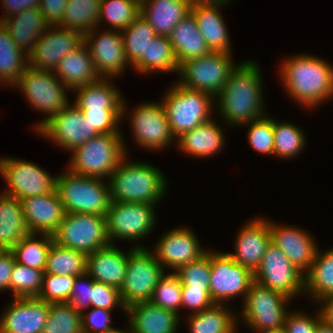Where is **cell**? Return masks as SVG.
I'll return each mask as SVG.
<instances>
[{"instance_id": "obj_1", "label": "cell", "mask_w": 333, "mask_h": 333, "mask_svg": "<svg viewBox=\"0 0 333 333\" xmlns=\"http://www.w3.org/2000/svg\"><path fill=\"white\" fill-rule=\"evenodd\" d=\"M259 68L254 60H246L237 64L229 75L214 100L224 122L239 126L266 115Z\"/></svg>"}, {"instance_id": "obj_2", "label": "cell", "mask_w": 333, "mask_h": 333, "mask_svg": "<svg viewBox=\"0 0 333 333\" xmlns=\"http://www.w3.org/2000/svg\"><path fill=\"white\" fill-rule=\"evenodd\" d=\"M281 79L285 90L303 107H316L333 97V67L307 54L282 61Z\"/></svg>"}, {"instance_id": "obj_3", "label": "cell", "mask_w": 333, "mask_h": 333, "mask_svg": "<svg viewBox=\"0 0 333 333\" xmlns=\"http://www.w3.org/2000/svg\"><path fill=\"white\" fill-rule=\"evenodd\" d=\"M110 198L115 202L156 205L166 194L167 182L159 169L144 162H129L126 156L109 179Z\"/></svg>"}, {"instance_id": "obj_4", "label": "cell", "mask_w": 333, "mask_h": 333, "mask_svg": "<svg viewBox=\"0 0 333 333\" xmlns=\"http://www.w3.org/2000/svg\"><path fill=\"white\" fill-rule=\"evenodd\" d=\"M56 191L65 213L106 215L111 198L109 182L67 169L56 176Z\"/></svg>"}, {"instance_id": "obj_5", "label": "cell", "mask_w": 333, "mask_h": 333, "mask_svg": "<svg viewBox=\"0 0 333 333\" xmlns=\"http://www.w3.org/2000/svg\"><path fill=\"white\" fill-rule=\"evenodd\" d=\"M122 133L100 134L71 153L68 169L76 174L108 178L128 154Z\"/></svg>"}, {"instance_id": "obj_6", "label": "cell", "mask_w": 333, "mask_h": 333, "mask_svg": "<svg viewBox=\"0 0 333 333\" xmlns=\"http://www.w3.org/2000/svg\"><path fill=\"white\" fill-rule=\"evenodd\" d=\"M164 100V101H163ZM215 98L202 91L186 88L178 82L170 87L162 104L175 140L211 118ZM213 102V103H212Z\"/></svg>"}, {"instance_id": "obj_7", "label": "cell", "mask_w": 333, "mask_h": 333, "mask_svg": "<svg viewBox=\"0 0 333 333\" xmlns=\"http://www.w3.org/2000/svg\"><path fill=\"white\" fill-rule=\"evenodd\" d=\"M13 86H18L19 90L23 91L31 107L46 114L45 119L35 124L36 131L70 104L65 93V89H70L55 76L53 71H40L28 67Z\"/></svg>"}, {"instance_id": "obj_8", "label": "cell", "mask_w": 333, "mask_h": 333, "mask_svg": "<svg viewBox=\"0 0 333 333\" xmlns=\"http://www.w3.org/2000/svg\"><path fill=\"white\" fill-rule=\"evenodd\" d=\"M58 245L89 255L110 244L106 218L87 213H66L57 230L52 234Z\"/></svg>"}, {"instance_id": "obj_9", "label": "cell", "mask_w": 333, "mask_h": 333, "mask_svg": "<svg viewBox=\"0 0 333 333\" xmlns=\"http://www.w3.org/2000/svg\"><path fill=\"white\" fill-rule=\"evenodd\" d=\"M125 280L120 294L126 308L138 302L150 301L165 269L156 260L153 252L142 245L128 250Z\"/></svg>"}, {"instance_id": "obj_10", "label": "cell", "mask_w": 333, "mask_h": 333, "mask_svg": "<svg viewBox=\"0 0 333 333\" xmlns=\"http://www.w3.org/2000/svg\"><path fill=\"white\" fill-rule=\"evenodd\" d=\"M236 66L231 54L211 51L206 56L180 64L178 75L181 78L178 83L216 97Z\"/></svg>"}, {"instance_id": "obj_11", "label": "cell", "mask_w": 333, "mask_h": 333, "mask_svg": "<svg viewBox=\"0 0 333 333\" xmlns=\"http://www.w3.org/2000/svg\"><path fill=\"white\" fill-rule=\"evenodd\" d=\"M289 301L285 295L254 281L243 301L242 320L259 333L279 331L284 327Z\"/></svg>"}, {"instance_id": "obj_12", "label": "cell", "mask_w": 333, "mask_h": 333, "mask_svg": "<svg viewBox=\"0 0 333 333\" xmlns=\"http://www.w3.org/2000/svg\"><path fill=\"white\" fill-rule=\"evenodd\" d=\"M154 205L111 201L106 211V228L111 240H137L146 237L155 226Z\"/></svg>"}, {"instance_id": "obj_13", "label": "cell", "mask_w": 333, "mask_h": 333, "mask_svg": "<svg viewBox=\"0 0 333 333\" xmlns=\"http://www.w3.org/2000/svg\"><path fill=\"white\" fill-rule=\"evenodd\" d=\"M0 174L8 186L1 193L19 200L48 194L56 188V176L52 177L37 164L15 157L0 158Z\"/></svg>"}, {"instance_id": "obj_14", "label": "cell", "mask_w": 333, "mask_h": 333, "mask_svg": "<svg viewBox=\"0 0 333 333\" xmlns=\"http://www.w3.org/2000/svg\"><path fill=\"white\" fill-rule=\"evenodd\" d=\"M254 281L289 299H294L298 294L305 292V274L293 265L282 250L272 242L260 266L254 272Z\"/></svg>"}, {"instance_id": "obj_15", "label": "cell", "mask_w": 333, "mask_h": 333, "mask_svg": "<svg viewBox=\"0 0 333 333\" xmlns=\"http://www.w3.org/2000/svg\"><path fill=\"white\" fill-rule=\"evenodd\" d=\"M211 299L215 304H226L229 299L248 293L254 282V273L247 267L235 262L227 253L210 251ZM225 301V302H224Z\"/></svg>"}, {"instance_id": "obj_16", "label": "cell", "mask_w": 333, "mask_h": 333, "mask_svg": "<svg viewBox=\"0 0 333 333\" xmlns=\"http://www.w3.org/2000/svg\"><path fill=\"white\" fill-rule=\"evenodd\" d=\"M36 132L70 152L99 135L75 104L55 114Z\"/></svg>"}, {"instance_id": "obj_17", "label": "cell", "mask_w": 333, "mask_h": 333, "mask_svg": "<svg viewBox=\"0 0 333 333\" xmlns=\"http://www.w3.org/2000/svg\"><path fill=\"white\" fill-rule=\"evenodd\" d=\"M129 115L133 139L146 150L158 151L175 139L162 102L140 104Z\"/></svg>"}, {"instance_id": "obj_18", "label": "cell", "mask_w": 333, "mask_h": 333, "mask_svg": "<svg viewBox=\"0 0 333 333\" xmlns=\"http://www.w3.org/2000/svg\"><path fill=\"white\" fill-rule=\"evenodd\" d=\"M84 42V36L58 25H49L28 54V67L40 71H55L60 60Z\"/></svg>"}, {"instance_id": "obj_19", "label": "cell", "mask_w": 333, "mask_h": 333, "mask_svg": "<svg viewBox=\"0 0 333 333\" xmlns=\"http://www.w3.org/2000/svg\"><path fill=\"white\" fill-rule=\"evenodd\" d=\"M95 33L97 28L84 36V42L89 48L96 72L106 79L122 75L129 62L125 56L121 31L110 29L100 35Z\"/></svg>"}, {"instance_id": "obj_20", "label": "cell", "mask_w": 333, "mask_h": 333, "mask_svg": "<svg viewBox=\"0 0 333 333\" xmlns=\"http://www.w3.org/2000/svg\"><path fill=\"white\" fill-rule=\"evenodd\" d=\"M154 247V256L163 268H171L174 272L181 266L198 260L207 250L201 248V243L190 228H175L158 240Z\"/></svg>"}, {"instance_id": "obj_21", "label": "cell", "mask_w": 333, "mask_h": 333, "mask_svg": "<svg viewBox=\"0 0 333 333\" xmlns=\"http://www.w3.org/2000/svg\"><path fill=\"white\" fill-rule=\"evenodd\" d=\"M13 299L0 318V333H42L50 303L38 297Z\"/></svg>"}, {"instance_id": "obj_22", "label": "cell", "mask_w": 333, "mask_h": 333, "mask_svg": "<svg viewBox=\"0 0 333 333\" xmlns=\"http://www.w3.org/2000/svg\"><path fill=\"white\" fill-rule=\"evenodd\" d=\"M272 242L269 220L252 219L238 231L235 252L227 254L237 263L253 273L260 266L262 258Z\"/></svg>"}, {"instance_id": "obj_23", "label": "cell", "mask_w": 333, "mask_h": 333, "mask_svg": "<svg viewBox=\"0 0 333 333\" xmlns=\"http://www.w3.org/2000/svg\"><path fill=\"white\" fill-rule=\"evenodd\" d=\"M272 243L279 247L288 260L306 274L314 262L317 244L307 231L269 221Z\"/></svg>"}, {"instance_id": "obj_24", "label": "cell", "mask_w": 333, "mask_h": 333, "mask_svg": "<svg viewBox=\"0 0 333 333\" xmlns=\"http://www.w3.org/2000/svg\"><path fill=\"white\" fill-rule=\"evenodd\" d=\"M24 221L29 233L53 234L65 216L56 191L21 199Z\"/></svg>"}, {"instance_id": "obj_25", "label": "cell", "mask_w": 333, "mask_h": 333, "mask_svg": "<svg viewBox=\"0 0 333 333\" xmlns=\"http://www.w3.org/2000/svg\"><path fill=\"white\" fill-rule=\"evenodd\" d=\"M226 2H192L190 13L197 22L198 29L211 51L231 54L229 34L221 15Z\"/></svg>"}, {"instance_id": "obj_26", "label": "cell", "mask_w": 333, "mask_h": 333, "mask_svg": "<svg viewBox=\"0 0 333 333\" xmlns=\"http://www.w3.org/2000/svg\"><path fill=\"white\" fill-rule=\"evenodd\" d=\"M130 333H176L179 314L163 309L150 301L138 302L126 308Z\"/></svg>"}, {"instance_id": "obj_27", "label": "cell", "mask_w": 333, "mask_h": 333, "mask_svg": "<svg viewBox=\"0 0 333 333\" xmlns=\"http://www.w3.org/2000/svg\"><path fill=\"white\" fill-rule=\"evenodd\" d=\"M128 261V253L110 244L87 255L86 272L99 283L122 287Z\"/></svg>"}, {"instance_id": "obj_28", "label": "cell", "mask_w": 333, "mask_h": 333, "mask_svg": "<svg viewBox=\"0 0 333 333\" xmlns=\"http://www.w3.org/2000/svg\"><path fill=\"white\" fill-rule=\"evenodd\" d=\"M55 76L70 90L96 82L101 77L96 72L89 48L83 42L68 52L61 60Z\"/></svg>"}, {"instance_id": "obj_29", "label": "cell", "mask_w": 333, "mask_h": 333, "mask_svg": "<svg viewBox=\"0 0 333 333\" xmlns=\"http://www.w3.org/2000/svg\"><path fill=\"white\" fill-rule=\"evenodd\" d=\"M191 0H141V16L155 33L169 37L174 27L189 13Z\"/></svg>"}, {"instance_id": "obj_30", "label": "cell", "mask_w": 333, "mask_h": 333, "mask_svg": "<svg viewBox=\"0 0 333 333\" xmlns=\"http://www.w3.org/2000/svg\"><path fill=\"white\" fill-rule=\"evenodd\" d=\"M0 23L9 32L13 42L27 54L35 48L36 41L49 27L38 7L26 9L0 20Z\"/></svg>"}, {"instance_id": "obj_31", "label": "cell", "mask_w": 333, "mask_h": 333, "mask_svg": "<svg viewBox=\"0 0 333 333\" xmlns=\"http://www.w3.org/2000/svg\"><path fill=\"white\" fill-rule=\"evenodd\" d=\"M169 39L178 65L189 59L206 56L211 52L191 13L174 27Z\"/></svg>"}, {"instance_id": "obj_32", "label": "cell", "mask_w": 333, "mask_h": 333, "mask_svg": "<svg viewBox=\"0 0 333 333\" xmlns=\"http://www.w3.org/2000/svg\"><path fill=\"white\" fill-rule=\"evenodd\" d=\"M108 80V81H107ZM75 88L76 101L74 104L80 110H123L126 105L119 90L107 78Z\"/></svg>"}, {"instance_id": "obj_33", "label": "cell", "mask_w": 333, "mask_h": 333, "mask_svg": "<svg viewBox=\"0 0 333 333\" xmlns=\"http://www.w3.org/2000/svg\"><path fill=\"white\" fill-rule=\"evenodd\" d=\"M176 140L181 152L198 158H207L219 153L225 143L223 131L213 119L183 133Z\"/></svg>"}, {"instance_id": "obj_34", "label": "cell", "mask_w": 333, "mask_h": 333, "mask_svg": "<svg viewBox=\"0 0 333 333\" xmlns=\"http://www.w3.org/2000/svg\"><path fill=\"white\" fill-rule=\"evenodd\" d=\"M28 233L21 200L1 193L0 250H11Z\"/></svg>"}, {"instance_id": "obj_35", "label": "cell", "mask_w": 333, "mask_h": 333, "mask_svg": "<svg viewBox=\"0 0 333 333\" xmlns=\"http://www.w3.org/2000/svg\"><path fill=\"white\" fill-rule=\"evenodd\" d=\"M132 67L141 75L156 71L178 73L179 65L174 57L169 37L157 35L148 45L146 55H142Z\"/></svg>"}, {"instance_id": "obj_36", "label": "cell", "mask_w": 333, "mask_h": 333, "mask_svg": "<svg viewBox=\"0 0 333 333\" xmlns=\"http://www.w3.org/2000/svg\"><path fill=\"white\" fill-rule=\"evenodd\" d=\"M305 294L311 295L318 304L325 297L333 294V248L315 255L310 270L305 274Z\"/></svg>"}, {"instance_id": "obj_37", "label": "cell", "mask_w": 333, "mask_h": 333, "mask_svg": "<svg viewBox=\"0 0 333 333\" xmlns=\"http://www.w3.org/2000/svg\"><path fill=\"white\" fill-rule=\"evenodd\" d=\"M235 313L226 304H214L201 312L189 315L190 333H237Z\"/></svg>"}, {"instance_id": "obj_38", "label": "cell", "mask_w": 333, "mask_h": 333, "mask_svg": "<svg viewBox=\"0 0 333 333\" xmlns=\"http://www.w3.org/2000/svg\"><path fill=\"white\" fill-rule=\"evenodd\" d=\"M28 68V54L11 39L0 23V84H16Z\"/></svg>"}, {"instance_id": "obj_39", "label": "cell", "mask_w": 333, "mask_h": 333, "mask_svg": "<svg viewBox=\"0 0 333 333\" xmlns=\"http://www.w3.org/2000/svg\"><path fill=\"white\" fill-rule=\"evenodd\" d=\"M101 0H68L61 21L62 28L80 32L85 36L98 28Z\"/></svg>"}, {"instance_id": "obj_40", "label": "cell", "mask_w": 333, "mask_h": 333, "mask_svg": "<svg viewBox=\"0 0 333 333\" xmlns=\"http://www.w3.org/2000/svg\"><path fill=\"white\" fill-rule=\"evenodd\" d=\"M37 235L40 233H28L10 251L19 264L44 271L47 255L54 241L51 234L41 233L40 238Z\"/></svg>"}, {"instance_id": "obj_41", "label": "cell", "mask_w": 333, "mask_h": 333, "mask_svg": "<svg viewBox=\"0 0 333 333\" xmlns=\"http://www.w3.org/2000/svg\"><path fill=\"white\" fill-rule=\"evenodd\" d=\"M87 255L53 242L47 255L44 273L59 276L81 275L86 272Z\"/></svg>"}, {"instance_id": "obj_42", "label": "cell", "mask_w": 333, "mask_h": 333, "mask_svg": "<svg viewBox=\"0 0 333 333\" xmlns=\"http://www.w3.org/2000/svg\"><path fill=\"white\" fill-rule=\"evenodd\" d=\"M125 56L132 66L142 55H146L148 45L157 36L149 22L138 16L131 25L121 31Z\"/></svg>"}, {"instance_id": "obj_43", "label": "cell", "mask_w": 333, "mask_h": 333, "mask_svg": "<svg viewBox=\"0 0 333 333\" xmlns=\"http://www.w3.org/2000/svg\"><path fill=\"white\" fill-rule=\"evenodd\" d=\"M141 15V0H101L98 25L109 23L110 29L122 31Z\"/></svg>"}, {"instance_id": "obj_44", "label": "cell", "mask_w": 333, "mask_h": 333, "mask_svg": "<svg viewBox=\"0 0 333 333\" xmlns=\"http://www.w3.org/2000/svg\"><path fill=\"white\" fill-rule=\"evenodd\" d=\"M302 129L296 125L274 120V156L290 159L303 150L306 139Z\"/></svg>"}, {"instance_id": "obj_45", "label": "cell", "mask_w": 333, "mask_h": 333, "mask_svg": "<svg viewBox=\"0 0 333 333\" xmlns=\"http://www.w3.org/2000/svg\"><path fill=\"white\" fill-rule=\"evenodd\" d=\"M42 333H83L81 313L69 303H50Z\"/></svg>"}, {"instance_id": "obj_46", "label": "cell", "mask_w": 333, "mask_h": 333, "mask_svg": "<svg viewBox=\"0 0 333 333\" xmlns=\"http://www.w3.org/2000/svg\"><path fill=\"white\" fill-rule=\"evenodd\" d=\"M44 271L30 268L15 261L10 290L13 298L38 297L43 285Z\"/></svg>"}, {"instance_id": "obj_47", "label": "cell", "mask_w": 333, "mask_h": 333, "mask_svg": "<svg viewBox=\"0 0 333 333\" xmlns=\"http://www.w3.org/2000/svg\"><path fill=\"white\" fill-rule=\"evenodd\" d=\"M150 302L163 309L179 313V308L182 307V283L178 275L173 272L163 274L156 287Z\"/></svg>"}, {"instance_id": "obj_48", "label": "cell", "mask_w": 333, "mask_h": 333, "mask_svg": "<svg viewBox=\"0 0 333 333\" xmlns=\"http://www.w3.org/2000/svg\"><path fill=\"white\" fill-rule=\"evenodd\" d=\"M175 273L182 283V288H209L210 252L207 250L198 260L179 267Z\"/></svg>"}, {"instance_id": "obj_49", "label": "cell", "mask_w": 333, "mask_h": 333, "mask_svg": "<svg viewBox=\"0 0 333 333\" xmlns=\"http://www.w3.org/2000/svg\"><path fill=\"white\" fill-rule=\"evenodd\" d=\"M249 125L248 141L250 146L261 154L274 156V120L265 116L245 123Z\"/></svg>"}, {"instance_id": "obj_50", "label": "cell", "mask_w": 333, "mask_h": 333, "mask_svg": "<svg viewBox=\"0 0 333 333\" xmlns=\"http://www.w3.org/2000/svg\"><path fill=\"white\" fill-rule=\"evenodd\" d=\"M75 278L74 276L44 273L43 285L38 298L47 303H68Z\"/></svg>"}, {"instance_id": "obj_51", "label": "cell", "mask_w": 333, "mask_h": 333, "mask_svg": "<svg viewBox=\"0 0 333 333\" xmlns=\"http://www.w3.org/2000/svg\"><path fill=\"white\" fill-rule=\"evenodd\" d=\"M86 120L99 135L120 133L123 110H81Z\"/></svg>"}, {"instance_id": "obj_52", "label": "cell", "mask_w": 333, "mask_h": 333, "mask_svg": "<svg viewBox=\"0 0 333 333\" xmlns=\"http://www.w3.org/2000/svg\"><path fill=\"white\" fill-rule=\"evenodd\" d=\"M122 306L126 312V306L122 301L120 290L114 286L94 282L91 289V306L113 310L115 306Z\"/></svg>"}, {"instance_id": "obj_53", "label": "cell", "mask_w": 333, "mask_h": 333, "mask_svg": "<svg viewBox=\"0 0 333 333\" xmlns=\"http://www.w3.org/2000/svg\"><path fill=\"white\" fill-rule=\"evenodd\" d=\"M86 277L87 280L89 279L88 281L85 280ZM84 280L85 282H83ZM94 282L95 281L87 272L76 276L70 300L68 302L75 311L82 313L85 312V308L91 307V289Z\"/></svg>"}, {"instance_id": "obj_54", "label": "cell", "mask_w": 333, "mask_h": 333, "mask_svg": "<svg viewBox=\"0 0 333 333\" xmlns=\"http://www.w3.org/2000/svg\"><path fill=\"white\" fill-rule=\"evenodd\" d=\"M111 311L103 308H92L89 313H81L83 333H103L114 329L111 327Z\"/></svg>"}, {"instance_id": "obj_55", "label": "cell", "mask_w": 333, "mask_h": 333, "mask_svg": "<svg viewBox=\"0 0 333 333\" xmlns=\"http://www.w3.org/2000/svg\"><path fill=\"white\" fill-rule=\"evenodd\" d=\"M291 312L288 311L285 318L283 329L286 333H315L317 324L323 319L321 310H318L314 318L306 313Z\"/></svg>"}, {"instance_id": "obj_56", "label": "cell", "mask_w": 333, "mask_h": 333, "mask_svg": "<svg viewBox=\"0 0 333 333\" xmlns=\"http://www.w3.org/2000/svg\"><path fill=\"white\" fill-rule=\"evenodd\" d=\"M214 304L209 288H182V307L193 309L191 314L208 309Z\"/></svg>"}, {"instance_id": "obj_57", "label": "cell", "mask_w": 333, "mask_h": 333, "mask_svg": "<svg viewBox=\"0 0 333 333\" xmlns=\"http://www.w3.org/2000/svg\"><path fill=\"white\" fill-rule=\"evenodd\" d=\"M68 0H40L38 8L49 25H57L64 14Z\"/></svg>"}, {"instance_id": "obj_58", "label": "cell", "mask_w": 333, "mask_h": 333, "mask_svg": "<svg viewBox=\"0 0 333 333\" xmlns=\"http://www.w3.org/2000/svg\"><path fill=\"white\" fill-rule=\"evenodd\" d=\"M15 258L10 250H0V291L10 289L11 273Z\"/></svg>"}, {"instance_id": "obj_59", "label": "cell", "mask_w": 333, "mask_h": 333, "mask_svg": "<svg viewBox=\"0 0 333 333\" xmlns=\"http://www.w3.org/2000/svg\"><path fill=\"white\" fill-rule=\"evenodd\" d=\"M40 0H2V9H5V13L1 20H5L13 15L25 11L30 8H37Z\"/></svg>"}, {"instance_id": "obj_60", "label": "cell", "mask_w": 333, "mask_h": 333, "mask_svg": "<svg viewBox=\"0 0 333 333\" xmlns=\"http://www.w3.org/2000/svg\"><path fill=\"white\" fill-rule=\"evenodd\" d=\"M319 303L321 304L319 310H321L322 318L333 326V294L325 297Z\"/></svg>"}, {"instance_id": "obj_61", "label": "cell", "mask_w": 333, "mask_h": 333, "mask_svg": "<svg viewBox=\"0 0 333 333\" xmlns=\"http://www.w3.org/2000/svg\"><path fill=\"white\" fill-rule=\"evenodd\" d=\"M315 333H333V326L322 319L317 324Z\"/></svg>"}, {"instance_id": "obj_62", "label": "cell", "mask_w": 333, "mask_h": 333, "mask_svg": "<svg viewBox=\"0 0 333 333\" xmlns=\"http://www.w3.org/2000/svg\"><path fill=\"white\" fill-rule=\"evenodd\" d=\"M192 2H226V3H230L231 0H191Z\"/></svg>"}, {"instance_id": "obj_63", "label": "cell", "mask_w": 333, "mask_h": 333, "mask_svg": "<svg viewBox=\"0 0 333 333\" xmlns=\"http://www.w3.org/2000/svg\"><path fill=\"white\" fill-rule=\"evenodd\" d=\"M103 333H130V331L128 330V331H126V332H124L123 330H119V329H112V330H110V331H107V332H103Z\"/></svg>"}, {"instance_id": "obj_64", "label": "cell", "mask_w": 333, "mask_h": 333, "mask_svg": "<svg viewBox=\"0 0 333 333\" xmlns=\"http://www.w3.org/2000/svg\"><path fill=\"white\" fill-rule=\"evenodd\" d=\"M262 333H286V332H285V330L282 328V329H280L279 331H273V332H267V331H265V332H262Z\"/></svg>"}]
</instances>
